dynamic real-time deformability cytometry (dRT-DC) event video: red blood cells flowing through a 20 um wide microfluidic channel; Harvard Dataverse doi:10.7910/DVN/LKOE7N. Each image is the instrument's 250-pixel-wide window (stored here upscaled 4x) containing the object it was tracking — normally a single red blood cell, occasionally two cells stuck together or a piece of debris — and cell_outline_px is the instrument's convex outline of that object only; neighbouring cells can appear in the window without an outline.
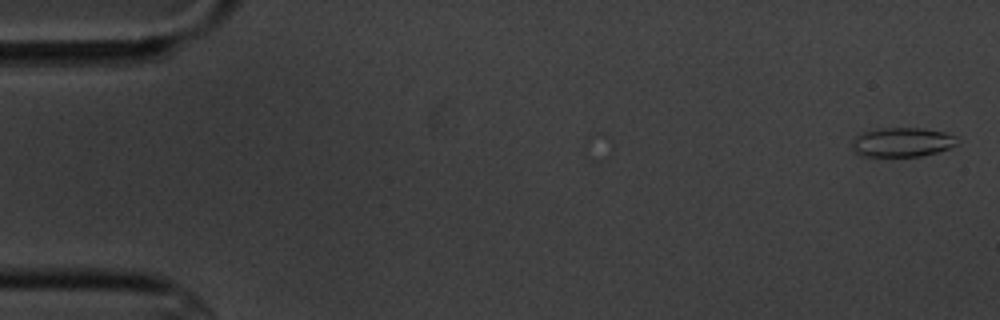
{"species": "common noctule bat (a hibernating species)", "species_latin": "Nyctalus noctula", "temperature_condition": "cold", "stored_images_in_passage": 7, "camera_frame_rate_fps": 3000, "um_per_image_px": 0.085, "animal": {"sex": "male", "body_mass_g": 20.1, "forearm_length_mm": 53.5}, "frame": {"image": 1, "passage_image": 1, "time_ms": 0.0, "image_size_px": [1000, 320], "cell_outline_px": [[956, 144], [948, 148], [936, 152], [920, 156], [860, 156], [852, 152], [852, 140], [860, 132], [880, 128], [924, 128], [944, 132], [956, 136]], "centroid_in_image_um": [76.61, 12.08], "position_along_channel_um": 8.4, "area_um2": 18.03}}
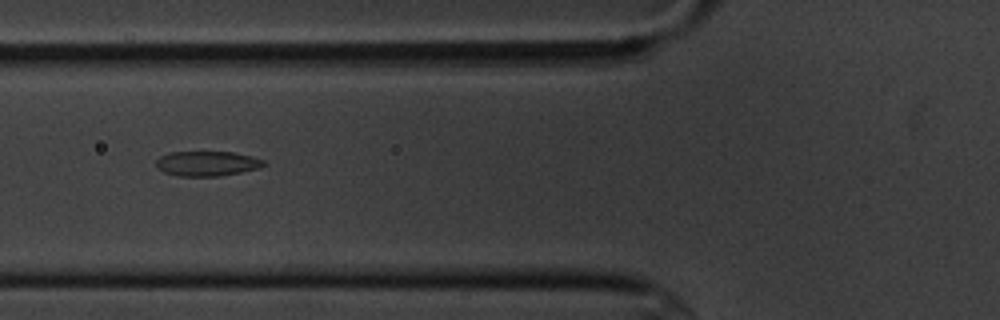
{"frame": {"image": 2, "passage_image": 6, "time_ms": 6.667, "image_size_px": [1000, 320], "cell_outline_px": [[268, 164], [260, 168], [220, 176], [176, 176], [164, 172], [156, 168], [156, 160], [160, 156], [168, 152], [236, 152], [252, 156], [264, 160]], "centroid_in_image_um": [17.61, 13.9], "position_along_channel_um": 108.2, "area_um2": 15.84}}
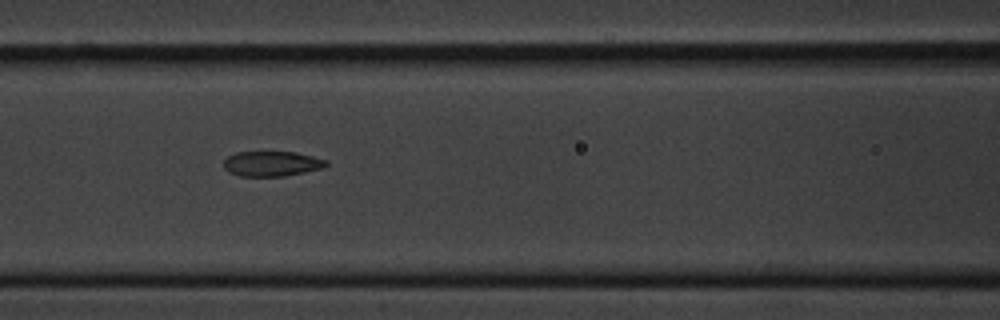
{"frame": {"image": 3, "passage_image": 7, "time_ms": 7.667, "image_size_px": [1000, 320], "cell_outline_px": [[328, 164], [320, 168], [304, 172], [284, 176], [240, 176], [228, 172], [224, 168], [224, 160], [228, 156], [236, 152], [296, 152], [328, 160]], "centroid_in_image_um": [23.07, 13.91], "position_along_channel_um": 143.5, "area_um2": 14.91}}